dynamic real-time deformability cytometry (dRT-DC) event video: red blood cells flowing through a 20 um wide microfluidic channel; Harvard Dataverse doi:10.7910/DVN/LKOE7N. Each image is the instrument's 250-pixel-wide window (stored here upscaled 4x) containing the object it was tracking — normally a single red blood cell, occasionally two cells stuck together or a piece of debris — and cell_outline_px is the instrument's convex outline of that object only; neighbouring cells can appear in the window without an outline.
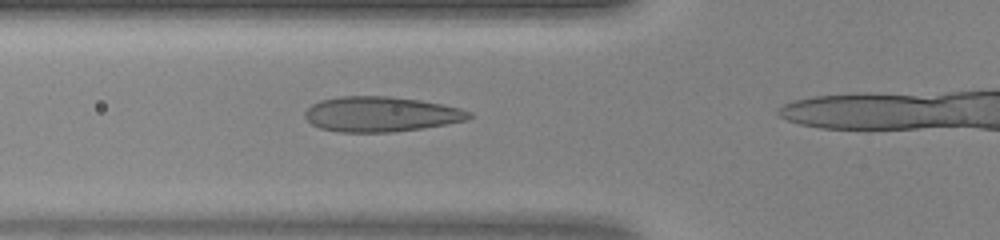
{"species": "human", "species_latin": "Homo sapiens", "temperature_condition": "warm", "stored_images_in_passage": 15, "camera_frame_rate_fps": 3000, "um_per_image_px": 0.085, "donor": {"sex": "female"}, "frame": {"image": 1, "passage_image": 11, "time_ms": 3.333, "image_size_px": [1000, 240], "cell_outline_px": [[472, 116], [468, 120], [448, 124], [424, 128], [392, 132], [340, 132], [320, 128], [312, 124], [304, 116], [304, 112], [312, 104], [320, 100], [340, 96], [388, 96], [420, 100], [460, 108], [472, 112]], "centroid_in_image_um": [32.39, 9.71], "position_along_channel_um": 93.4, "area_um2": 33.7}}